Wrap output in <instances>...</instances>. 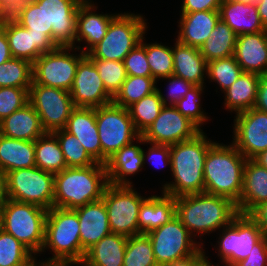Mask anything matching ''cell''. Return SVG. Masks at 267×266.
I'll return each instance as SVG.
<instances>
[{
  "mask_svg": "<svg viewBox=\"0 0 267 266\" xmlns=\"http://www.w3.org/2000/svg\"><path fill=\"white\" fill-rule=\"evenodd\" d=\"M240 1H241V0H240ZM242 1L253 2V1H255V0H242Z\"/></svg>",
  "mask_w": 267,
  "mask_h": 266,
  "instance_id": "65",
  "label": "cell"
},
{
  "mask_svg": "<svg viewBox=\"0 0 267 266\" xmlns=\"http://www.w3.org/2000/svg\"><path fill=\"white\" fill-rule=\"evenodd\" d=\"M4 230L2 206H0V233Z\"/></svg>",
  "mask_w": 267,
  "mask_h": 266,
  "instance_id": "62",
  "label": "cell"
},
{
  "mask_svg": "<svg viewBox=\"0 0 267 266\" xmlns=\"http://www.w3.org/2000/svg\"><path fill=\"white\" fill-rule=\"evenodd\" d=\"M75 107L97 108L112 102L94 63L85 56L78 64L71 90Z\"/></svg>",
  "mask_w": 267,
  "mask_h": 266,
  "instance_id": "18",
  "label": "cell"
},
{
  "mask_svg": "<svg viewBox=\"0 0 267 266\" xmlns=\"http://www.w3.org/2000/svg\"><path fill=\"white\" fill-rule=\"evenodd\" d=\"M45 133L40 117L30 103L0 122V134L17 140L36 141Z\"/></svg>",
  "mask_w": 267,
  "mask_h": 266,
  "instance_id": "28",
  "label": "cell"
},
{
  "mask_svg": "<svg viewBox=\"0 0 267 266\" xmlns=\"http://www.w3.org/2000/svg\"><path fill=\"white\" fill-rule=\"evenodd\" d=\"M29 89L0 87V122L29 103Z\"/></svg>",
  "mask_w": 267,
  "mask_h": 266,
  "instance_id": "46",
  "label": "cell"
},
{
  "mask_svg": "<svg viewBox=\"0 0 267 266\" xmlns=\"http://www.w3.org/2000/svg\"><path fill=\"white\" fill-rule=\"evenodd\" d=\"M180 13L219 10L223 0H182Z\"/></svg>",
  "mask_w": 267,
  "mask_h": 266,
  "instance_id": "53",
  "label": "cell"
},
{
  "mask_svg": "<svg viewBox=\"0 0 267 266\" xmlns=\"http://www.w3.org/2000/svg\"><path fill=\"white\" fill-rule=\"evenodd\" d=\"M243 73L234 55L212 60L207 63V77L219 84L222 93L228 89Z\"/></svg>",
  "mask_w": 267,
  "mask_h": 266,
  "instance_id": "43",
  "label": "cell"
},
{
  "mask_svg": "<svg viewBox=\"0 0 267 266\" xmlns=\"http://www.w3.org/2000/svg\"><path fill=\"white\" fill-rule=\"evenodd\" d=\"M5 30L12 57L33 63L41 54L58 47L47 34L31 33L19 23L2 27Z\"/></svg>",
  "mask_w": 267,
  "mask_h": 266,
  "instance_id": "20",
  "label": "cell"
},
{
  "mask_svg": "<svg viewBox=\"0 0 267 266\" xmlns=\"http://www.w3.org/2000/svg\"><path fill=\"white\" fill-rule=\"evenodd\" d=\"M46 16V34L57 46H76V17L83 0H36Z\"/></svg>",
  "mask_w": 267,
  "mask_h": 266,
  "instance_id": "17",
  "label": "cell"
},
{
  "mask_svg": "<svg viewBox=\"0 0 267 266\" xmlns=\"http://www.w3.org/2000/svg\"><path fill=\"white\" fill-rule=\"evenodd\" d=\"M150 145L148 155L147 152L142 151L143 153V165H145V161L147 158L151 161V163L157 168H162V166H168L171 167V161H170V145H162V144H153V143H147ZM146 153V154H145Z\"/></svg>",
  "mask_w": 267,
  "mask_h": 266,
  "instance_id": "51",
  "label": "cell"
},
{
  "mask_svg": "<svg viewBox=\"0 0 267 266\" xmlns=\"http://www.w3.org/2000/svg\"><path fill=\"white\" fill-rule=\"evenodd\" d=\"M123 266H158L150 238L146 234L128 237Z\"/></svg>",
  "mask_w": 267,
  "mask_h": 266,
  "instance_id": "40",
  "label": "cell"
},
{
  "mask_svg": "<svg viewBox=\"0 0 267 266\" xmlns=\"http://www.w3.org/2000/svg\"><path fill=\"white\" fill-rule=\"evenodd\" d=\"M205 251H195L189 256L174 259L165 266H219L210 263Z\"/></svg>",
  "mask_w": 267,
  "mask_h": 266,
  "instance_id": "54",
  "label": "cell"
},
{
  "mask_svg": "<svg viewBox=\"0 0 267 266\" xmlns=\"http://www.w3.org/2000/svg\"><path fill=\"white\" fill-rule=\"evenodd\" d=\"M4 231L13 235L35 256L45 239L47 210L34 204L8 199L2 205Z\"/></svg>",
  "mask_w": 267,
  "mask_h": 266,
  "instance_id": "7",
  "label": "cell"
},
{
  "mask_svg": "<svg viewBox=\"0 0 267 266\" xmlns=\"http://www.w3.org/2000/svg\"><path fill=\"white\" fill-rule=\"evenodd\" d=\"M173 75L194 85L204 86L207 76V62L197 47L182 44L176 40L173 46Z\"/></svg>",
  "mask_w": 267,
  "mask_h": 266,
  "instance_id": "30",
  "label": "cell"
},
{
  "mask_svg": "<svg viewBox=\"0 0 267 266\" xmlns=\"http://www.w3.org/2000/svg\"><path fill=\"white\" fill-rule=\"evenodd\" d=\"M217 241L218 257L223 266H234L240 260L245 259L264 234L256 222L248 215L238 213L232 222L222 228Z\"/></svg>",
  "mask_w": 267,
  "mask_h": 266,
  "instance_id": "12",
  "label": "cell"
},
{
  "mask_svg": "<svg viewBox=\"0 0 267 266\" xmlns=\"http://www.w3.org/2000/svg\"><path fill=\"white\" fill-rule=\"evenodd\" d=\"M8 200L6 173L0 169V206Z\"/></svg>",
  "mask_w": 267,
  "mask_h": 266,
  "instance_id": "60",
  "label": "cell"
},
{
  "mask_svg": "<svg viewBox=\"0 0 267 266\" xmlns=\"http://www.w3.org/2000/svg\"><path fill=\"white\" fill-rule=\"evenodd\" d=\"M133 187L108 184L103 193L102 199L112 233L127 237L139 235L138 212L147 197L141 196Z\"/></svg>",
  "mask_w": 267,
  "mask_h": 266,
  "instance_id": "11",
  "label": "cell"
},
{
  "mask_svg": "<svg viewBox=\"0 0 267 266\" xmlns=\"http://www.w3.org/2000/svg\"><path fill=\"white\" fill-rule=\"evenodd\" d=\"M128 237L111 233L85 252L81 266H123Z\"/></svg>",
  "mask_w": 267,
  "mask_h": 266,
  "instance_id": "31",
  "label": "cell"
},
{
  "mask_svg": "<svg viewBox=\"0 0 267 266\" xmlns=\"http://www.w3.org/2000/svg\"><path fill=\"white\" fill-rule=\"evenodd\" d=\"M232 144L246 158L267 150V113L255 108L236 114Z\"/></svg>",
  "mask_w": 267,
  "mask_h": 266,
  "instance_id": "15",
  "label": "cell"
},
{
  "mask_svg": "<svg viewBox=\"0 0 267 266\" xmlns=\"http://www.w3.org/2000/svg\"><path fill=\"white\" fill-rule=\"evenodd\" d=\"M203 130L195 137L170 145V161L174 181L164 183L162 193L174 198L204 192L206 154L215 143Z\"/></svg>",
  "mask_w": 267,
  "mask_h": 266,
  "instance_id": "1",
  "label": "cell"
},
{
  "mask_svg": "<svg viewBox=\"0 0 267 266\" xmlns=\"http://www.w3.org/2000/svg\"><path fill=\"white\" fill-rule=\"evenodd\" d=\"M29 103L40 117L46 132L64 129L69 116L76 108L69 91L32 82Z\"/></svg>",
  "mask_w": 267,
  "mask_h": 266,
  "instance_id": "14",
  "label": "cell"
},
{
  "mask_svg": "<svg viewBox=\"0 0 267 266\" xmlns=\"http://www.w3.org/2000/svg\"><path fill=\"white\" fill-rule=\"evenodd\" d=\"M146 235L150 238L158 266H165L174 259L189 256L195 251H205L203 243L197 240L195 242L177 216Z\"/></svg>",
  "mask_w": 267,
  "mask_h": 266,
  "instance_id": "13",
  "label": "cell"
},
{
  "mask_svg": "<svg viewBox=\"0 0 267 266\" xmlns=\"http://www.w3.org/2000/svg\"><path fill=\"white\" fill-rule=\"evenodd\" d=\"M248 215L267 237V201L257 205Z\"/></svg>",
  "mask_w": 267,
  "mask_h": 266,
  "instance_id": "55",
  "label": "cell"
},
{
  "mask_svg": "<svg viewBox=\"0 0 267 266\" xmlns=\"http://www.w3.org/2000/svg\"><path fill=\"white\" fill-rule=\"evenodd\" d=\"M132 143L115 152L105 163L108 184L133 185L127 178L141 171L143 165V148Z\"/></svg>",
  "mask_w": 267,
  "mask_h": 266,
  "instance_id": "27",
  "label": "cell"
},
{
  "mask_svg": "<svg viewBox=\"0 0 267 266\" xmlns=\"http://www.w3.org/2000/svg\"><path fill=\"white\" fill-rule=\"evenodd\" d=\"M95 65L106 91L114 97L127 78L123 61L89 58Z\"/></svg>",
  "mask_w": 267,
  "mask_h": 266,
  "instance_id": "44",
  "label": "cell"
},
{
  "mask_svg": "<svg viewBox=\"0 0 267 266\" xmlns=\"http://www.w3.org/2000/svg\"><path fill=\"white\" fill-rule=\"evenodd\" d=\"M34 166V141L17 140L0 134V169L3 172Z\"/></svg>",
  "mask_w": 267,
  "mask_h": 266,
  "instance_id": "33",
  "label": "cell"
},
{
  "mask_svg": "<svg viewBox=\"0 0 267 266\" xmlns=\"http://www.w3.org/2000/svg\"><path fill=\"white\" fill-rule=\"evenodd\" d=\"M13 58L6 37L5 30L0 27V65Z\"/></svg>",
  "mask_w": 267,
  "mask_h": 266,
  "instance_id": "57",
  "label": "cell"
},
{
  "mask_svg": "<svg viewBox=\"0 0 267 266\" xmlns=\"http://www.w3.org/2000/svg\"><path fill=\"white\" fill-rule=\"evenodd\" d=\"M144 35L140 42L145 46L151 77L156 81L173 75V47L159 43H144Z\"/></svg>",
  "mask_w": 267,
  "mask_h": 266,
  "instance_id": "38",
  "label": "cell"
},
{
  "mask_svg": "<svg viewBox=\"0 0 267 266\" xmlns=\"http://www.w3.org/2000/svg\"><path fill=\"white\" fill-rule=\"evenodd\" d=\"M74 50V46H58L41 54L32 63L33 82L70 91L78 64L86 56L82 51L71 54Z\"/></svg>",
  "mask_w": 267,
  "mask_h": 266,
  "instance_id": "10",
  "label": "cell"
},
{
  "mask_svg": "<svg viewBox=\"0 0 267 266\" xmlns=\"http://www.w3.org/2000/svg\"><path fill=\"white\" fill-rule=\"evenodd\" d=\"M201 131L173 105H164L158 117L141 136L146 143L172 145L189 140Z\"/></svg>",
  "mask_w": 267,
  "mask_h": 266,
  "instance_id": "16",
  "label": "cell"
},
{
  "mask_svg": "<svg viewBox=\"0 0 267 266\" xmlns=\"http://www.w3.org/2000/svg\"><path fill=\"white\" fill-rule=\"evenodd\" d=\"M36 256L13 235L0 233V266H25Z\"/></svg>",
  "mask_w": 267,
  "mask_h": 266,
  "instance_id": "42",
  "label": "cell"
},
{
  "mask_svg": "<svg viewBox=\"0 0 267 266\" xmlns=\"http://www.w3.org/2000/svg\"><path fill=\"white\" fill-rule=\"evenodd\" d=\"M156 81L151 76H129L123 82L120 90L113 97L116 105L128 108L134 102L139 101L157 90Z\"/></svg>",
  "mask_w": 267,
  "mask_h": 266,
  "instance_id": "37",
  "label": "cell"
},
{
  "mask_svg": "<svg viewBox=\"0 0 267 266\" xmlns=\"http://www.w3.org/2000/svg\"><path fill=\"white\" fill-rule=\"evenodd\" d=\"M219 14L237 35L267 31L261 23L255 1L223 0Z\"/></svg>",
  "mask_w": 267,
  "mask_h": 266,
  "instance_id": "24",
  "label": "cell"
},
{
  "mask_svg": "<svg viewBox=\"0 0 267 266\" xmlns=\"http://www.w3.org/2000/svg\"><path fill=\"white\" fill-rule=\"evenodd\" d=\"M163 106L159 92L156 90L128 107L134 128L140 135L155 121Z\"/></svg>",
  "mask_w": 267,
  "mask_h": 266,
  "instance_id": "36",
  "label": "cell"
},
{
  "mask_svg": "<svg viewBox=\"0 0 267 266\" xmlns=\"http://www.w3.org/2000/svg\"><path fill=\"white\" fill-rule=\"evenodd\" d=\"M97 8L91 0H83L77 11L75 43L84 40L86 45L85 48L77 45L75 48L85 54L103 39L111 20L117 15L95 13Z\"/></svg>",
  "mask_w": 267,
  "mask_h": 266,
  "instance_id": "19",
  "label": "cell"
},
{
  "mask_svg": "<svg viewBox=\"0 0 267 266\" xmlns=\"http://www.w3.org/2000/svg\"><path fill=\"white\" fill-rule=\"evenodd\" d=\"M161 194L147 197L140 205L138 212L139 234H148L176 216L175 198L164 193Z\"/></svg>",
  "mask_w": 267,
  "mask_h": 266,
  "instance_id": "29",
  "label": "cell"
},
{
  "mask_svg": "<svg viewBox=\"0 0 267 266\" xmlns=\"http://www.w3.org/2000/svg\"><path fill=\"white\" fill-rule=\"evenodd\" d=\"M19 24L31 29V33L46 34V16L41 4L37 1L29 5L23 12Z\"/></svg>",
  "mask_w": 267,
  "mask_h": 266,
  "instance_id": "48",
  "label": "cell"
},
{
  "mask_svg": "<svg viewBox=\"0 0 267 266\" xmlns=\"http://www.w3.org/2000/svg\"><path fill=\"white\" fill-rule=\"evenodd\" d=\"M237 34L221 19L199 48L206 62L233 56L237 42Z\"/></svg>",
  "mask_w": 267,
  "mask_h": 266,
  "instance_id": "34",
  "label": "cell"
},
{
  "mask_svg": "<svg viewBox=\"0 0 267 266\" xmlns=\"http://www.w3.org/2000/svg\"><path fill=\"white\" fill-rule=\"evenodd\" d=\"M219 20V10L181 13L176 40L182 44L200 48Z\"/></svg>",
  "mask_w": 267,
  "mask_h": 266,
  "instance_id": "25",
  "label": "cell"
},
{
  "mask_svg": "<svg viewBox=\"0 0 267 266\" xmlns=\"http://www.w3.org/2000/svg\"><path fill=\"white\" fill-rule=\"evenodd\" d=\"M234 266H267V237L264 236L252 247V252Z\"/></svg>",
  "mask_w": 267,
  "mask_h": 266,
  "instance_id": "52",
  "label": "cell"
},
{
  "mask_svg": "<svg viewBox=\"0 0 267 266\" xmlns=\"http://www.w3.org/2000/svg\"><path fill=\"white\" fill-rule=\"evenodd\" d=\"M267 201V169L253 159H247L243 170V188L238 213L249 214L257 205Z\"/></svg>",
  "mask_w": 267,
  "mask_h": 266,
  "instance_id": "26",
  "label": "cell"
},
{
  "mask_svg": "<svg viewBox=\"0 0 267 266\" xmlns=\"http://www.w3.org/2000/svg\"><path fill=\"white\" fill-rule=\"evenodd\" d=\"M8 199L49 210L54 202V174L34 166L6 173Z\"/></svg>",
  "mask_w": 267,
  "mask_h": 266,
  "instance_id": "9",
  "label": "cell"
},
{
  "mask_svg": "<svg viewBox=\"0 0 267 266\" xmlns=\"http://www.w3.org/2000/svg\"><path fill=\"white\" fill-rule=\"evenodd\" d=\"M77 265V263L71 261H57V260H39L37 262V257L33 259V266H72Z\"/></svg>",
  "mask_w": 267,
  "mask_h": 266,
  "instance_id": "58",
  "label": "cell"
},
{
  "mask_svg": "<svg viewBox=\"0 0 267 266\" xmlns=\"http://www.w3.org/2000/svg\"><path fill=\"white\" fill-rule=\"evenodd\" d=\"M108 185L105 164L67 167L54 174L53 207L76 209L102 199Z\"/></svg>",
  "mask_w": 267,
  "mask_h": 266,
  "instance_id": "4",
  "label": "cell"
},
{
  "mask_svg": "<svg viewBox=\"0 0 267 266\" xmlns=\"http://www.w3.org/2000/svg\"><path fill=\"white\" fill-rule=\"evenodd\" d=\"M254 108L267 113V73L260 75Z\"/></svg>",
  "mask_w": 267,
  "mask_h": 266,
  "instance_id": "56",
  "label": "cell"
},
{
  "mask_svg": "<svg viewBox=\"0 0 267 266\" xmlns=\"http://www.w3.org/2000/svg\"><path fill=\"white\" fill-rule=\"evenodd\" d=\"M123 63L129 76H151L145 46L141 42L125 56Z\"/></svg>",
  "mask_w": 267,
  "mask_h": 266,
  "instance_id": "47",
  "label": "cell"
},
{
  "mask_svg": "<svg viewBox=\"0 0 267 266\" xmlns=\"http://www.w3.org/2000/svg\"><path fill=\"white\" fill-rule=\"evenodd\" d=\"M247 159L230 143H214L204 166V192L230 199L237 204L243 188V170Z\"/></svg>",
  "mask_w": 267,
  "mask_h": 266,
  "instance_id": "3",
  "label": "cell"
},
{
  "mask_svg": "<svg viewBox=\"0 0 267 266\" xmlns=\"http://www.w3.org/2000/svg\"><path fill=\"white\" fill-rule=\"evenodd\" d=\"M260 75L243 72L223 93L225 108L235 114L254 108L257 100Z\"/></svg>",
  "mask_w": 267,
  "mask_h": 266,
  "instance_id": "32",
  "label": "cell"
},
{
  "mask_svg": "<svg viewBox=\"0 0 267 266\" xmlns=\"http://www.w3.org/2000/svg\"><path fill=\"white\" fill-rule=\"evenodd\" d=\"M25 266H33V260L32 261H30L27 265H25Z\"/></svg>",
  "mask_w": 267,
  "mask_h": 266,
  "instance_id": "64",
  "label": "cell"
},
{
  "mask_svg": "<svg viewBox=\"0 0 267 266\" xmlns=\"http://www.w3.org/2000/svg\"><path fill=\"white\" fill-rule=\"evenodd\" d=\"M234 57L243 72L267 73V31L238 35Z\"/></svg>",
  "mask_w": 267,
  "mask_h": 266,
  "instance_id": "23",
  "label": "cell"
},
{
  "mask_svg": "<svg viewBox=\"0 0 267 266\" xmlns=\"http://www.w3.org/2000/svg\"><path fill=\"white\" fill-rule=\"evenodd\" d=\"M47 249L53 252L47 260L81 263L80 224L73 209L52 207L47 210L41 253Z\"/></svg>",
  "mask_w": 267,
  "mask_h": 266,
  "instance_id": "5",
  "label": "cell"
},
{
  "mask_svg": "<svg viewBox=\"0 0 267 266\" xmlns=\"http://www.w3.org/2000/svg\"><path fill=\"white\" fill-rule=\"evenodd\" d=\"M1 19H2V7H1V3H0V27H1Z\"/></svg>",
  "mask_w": 267,
  "mask_h": 266,
  "instance_id": "63",
  "label": "cell"
},
{
  "mask_svg": "<svg viewBox=\"0 0 267 266\" xmlns=\"http://www.w3.org/2000/svg\"><path fill=\"white\" fill-rule=\"evenodd\" d=\"M32 82L31 62L13 57L0 65V87L30 88Z\"/></svg>",
  "mask_w": 267,
  "mask_h": 266,
  "instance_id": "39",
  "label": "cell"
},
{
  "mask_svg": "<svg viewBox=\"0 0 267 266\" xmlns=\"http://www.w3.org/2000/svg\"><path fill=\"white\" fill-rule=\"evenodd\" d=\"M64 130L74 135L86 152L101 163V143L96 123V108L76 107L67 120Z\"/></svg>",
  "mask_w": 267,
  "mask_h": 266,
  "instance_id": "22",
  "label": "cell"
},
{
  "mask_svg": "<svg viewBox=\"0 0 267 266\" xmlns=\"http://www.w3.org/2000/svg\"><path fill=\"white\" fill-rule=\"evenodd\" d=\"M52 133L57 137L67 167H87L97 163L74 135L64 129L56 130Z\"/></svg>",
  "mask_w": 267,
  "mask_h": 266,
  "instance_id": "41",
  "label": "cell"
},
{
  "mask_svg": "<svg viewBox=\"0 0 267 266\" xmlns=\"http://www.w3.org/2000/svg\"><path fill=\"white\" fill-rule=\"evenodd\" d=\"M258 14L264 28L267 30V0H255Z\"/></svg>",
  "mask_w": 267,
  "mask_h": 266,
  "instance_id": "59",
  "label": "cell"
},
{
  "mask_svg": "<svg viewBox=\"0 0 267 266\" xmlns=\"http://www.w3.org/2000/svg\"><path fill=\"white\" fill-rule=\"evenodd\" d=\"M96 123L101 143L102 164L133 141L137 144L146 143L135 130L128 108L113 102L96 108Z\"/></svg>",
  "mask_w": 267,
  "mask_h": 266,
  "instance_id": "8",
  "label": "cell"
},
{
  "mask_svg": "<svg viewBox=\"0 0 267 266\" xmlns=\"http://www.w3.org/2000/svg\"><path fill=\"white\" fill-rule=\"evenodd\" d=\"M253 160L258 163L260 166L267 169V150L260 152Z\"/></svg>",
  "mask_w": 267,
  "mask_h": 266,
  "instance_id": "61",
  "label": "cell"
},
{
  "mask_svg": "<svg viewBox=\"0 0 267 266\" xmlns=\"http://www.w3.org/2000/svg\"><path fill=\"white\" fill-rule=\"evenodd\" d=\"M167 79L169 82V93L168 96L164 95L162 91L157 86V91L162 99L164 105H175L179 100H181L184 95L195 85L183 78L175 75H170L169 77L162 78ZM167 98H166V97Z\"/></svg>",
  "mask_w": 267,
  "mask_h": 266,
  "instance_id": "49",
  "label": "cell"
},
{
  "mask_svg": "<svg viewBox=\"0 0 267 266\" xmlns=\"http://www.w3.org/2000/svg\"><path fill=\"white\" fill-rule=\"evenodd\" d=\"M36 167L53 174L67 168L66 161L57 140L52 132H46L34 141Z\"/></svg>",
  "mask_w": 267,
  "mask_h": 266,
  "instance_id": "35",
  "label": "cell"
},
{
  "mask_svg": "<svg viewBox=\"0 0 267 266\" xmlns=\"http://www.w3.org/2000/svg\"><path fill=\"white\" fill-rule=\"evenodd\" d=\"M205 86L195 85L192 87L184 97L179 100L174 107L185 117L189 118L200 129L206 123L209 116L201 107V94H203Z\"/></svg>",
  "mask_w": 267,
  "mask_h": 266,
  "instance_id": "45",
  "label": "cell"
},
{
  "mask_svg": "<svg viewBox=\"0 0 267 266\" xmlns=\"http://www.w3.org/2000/svg\"><path fill=\"white\" fill-rule=\"evenodd\" d=\"M73 210L77 213L80 224L82 262L85 252L112 232L103 199L90 202Z\"/></svg>",
  "mask_w": 267,
  "mask_h": 266,
  "instance_id": "21",
  "label": "cell"
},
{
  "mask_svg": "<svg viewBox=\"0 0 267 266\" xmlns=\"http://www.w3.org/2000/svg\"><path fill=\"white\" fill-rule=\"evenodd\" d=\"M175 204L176 216L193 237L228 226L238 214L230 199L205 192L176 197Z\"/></svg>",
  "mask_w": 267,
  "mask_h": 266,
  "instance_id": "2",
  "label": "cell"
},
{
  "mask_svg": "<svg viewBox=\"0 0 267 266\" xmlns=\"http://www.w3.org/2000/svg\"><path fill=\"white\" fill-rule=\"evenodd\" d=\"M36 0H0L2 7L1 27L17 24L21 20L24 10Z\"/></svg>",
  "mask_w": 267,
  "mask_h": 266,
  "instance_id": "50",
  "label": "cell"
},
{
  "mask_svg": "<svg viewBox=\"0 0 267 266\" xmlns=\"http://www.w3.org/2000/svg\"><path fill=\"white\" fill-rule=\"evenodd\" d=\"M143 17L134 13H117L111 20L106 35L86 56L123 61L146 33L148 26Z\"/></svg>",
  "mask_w": 267,
  "mask_h": 266,
  "instance_id": "6",
  "label": "cell"
}]
</instances>
